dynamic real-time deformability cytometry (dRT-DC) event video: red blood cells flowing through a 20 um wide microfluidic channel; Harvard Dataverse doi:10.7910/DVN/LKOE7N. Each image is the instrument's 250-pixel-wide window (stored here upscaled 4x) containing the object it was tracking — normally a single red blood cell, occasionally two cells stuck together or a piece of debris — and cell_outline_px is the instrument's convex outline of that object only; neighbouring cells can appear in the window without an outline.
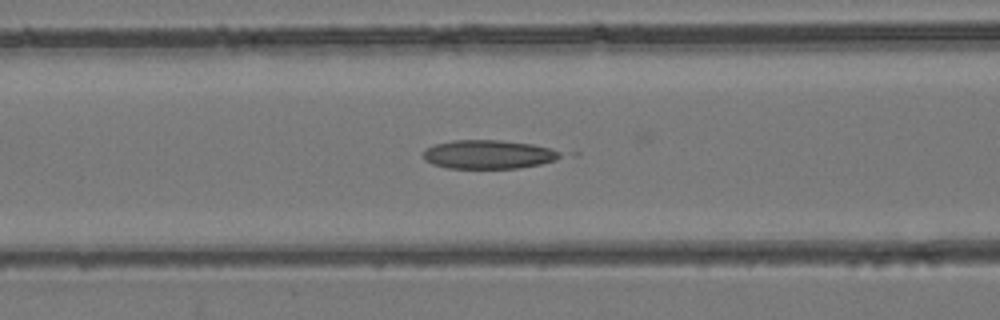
{"species": "common noctule bat (a hibernating species)", "species_latin": "Nyctalus noctula", "temperature_condition": "room temperature", "stored_images_in_passage": 43, "camera_frame_rate_fps": 3000, "um_per_image_px": 0.085, "animal": {"sex": "female", "body_mass_g": 24.6, "forearm_length_mm": 56.2}, "frame": {"image": 1, "passage_image": 17, "time_ms": 5.333, "image_size_px": [1000, 320], "cell_outline_px": [[564, 156], [556, 160], [540, 164], [516, 168], [448, 168], [432, 164], [424, 160], [424, 148], [432, 144], [452, 140], [500, 140], [532, 144], [552, 148], [560, 152]], "centroid_in_image_um": [41.5, 13.12], "position_along_channel_um": 125.1, "area_um2": 23.18}}
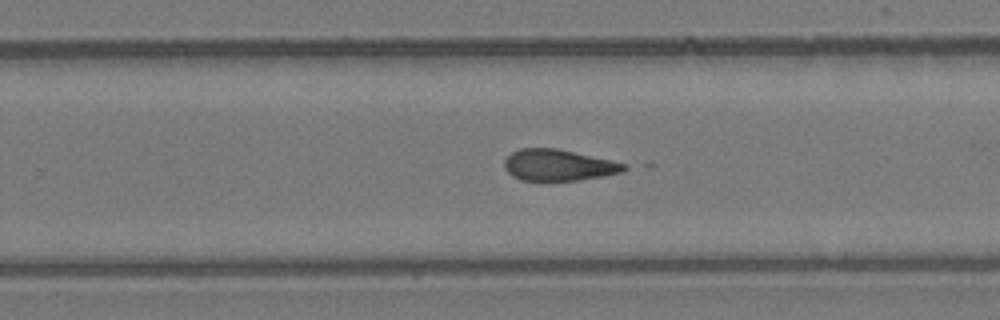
{"frame": {"image": 2, "passage_image": 27, "time_ms": 8.667, "image_size_px": [1000, 320], "cell_outline_px": [[632, 168], [624, 172], [604, 176], [576, 180], [520, 180], [512, 176], [504, 168], [504, 160], [512, 152], [520, 148], [556, 148], [612, 160], [628, 164]], "centroid_in_image_um": [47.52, 14.03], "position_along_channel_um": 282.3, "area_um2": 22.02}}
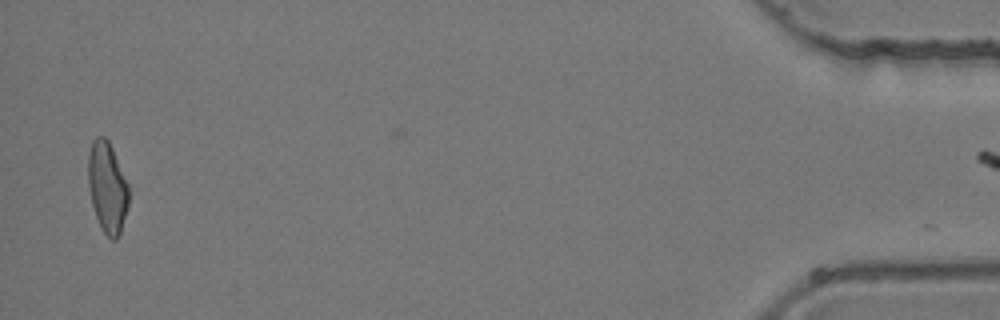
{"frame": {"image": 3, "passage_image": 42, "time_ms": 13.667, "image_size_px": [1000, 320], "cell_outline_px": [[128, 204], [120, 236], [116, 240], [112, 240], [104, 232], [96, 216], [92, 204], [88, 188], [88, 156], [92, 140], [96, 136], [104, 136], [108, 140], [112, 148], [128, 184]], "centroid_in_image_um": [9.11, 15.92], "position_along_channel_um": 426.1, "area_um2": 21.39}}